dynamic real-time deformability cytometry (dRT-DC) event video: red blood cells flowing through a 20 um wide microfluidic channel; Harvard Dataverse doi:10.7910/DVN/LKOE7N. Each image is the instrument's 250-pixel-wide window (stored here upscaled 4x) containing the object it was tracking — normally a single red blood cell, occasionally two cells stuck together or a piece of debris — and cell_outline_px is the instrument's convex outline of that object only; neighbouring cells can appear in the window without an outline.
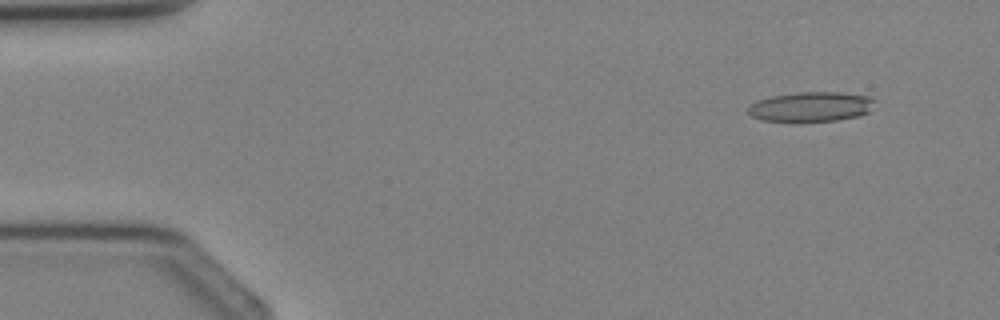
{"species": "Egyptian fruit bat (a non-hibernating species)", "species_latin": "Rousettus aegyptiacus", "temperature_condition": "cold", "stored_images_in_passage": 3, "camera_frame_rate_fps": 3000, "um_per_image_px": 0.085, "animal": {"sex": "female"}, "frame": {"image": 1, "passage_image": 1, "time_ms": 0.0, "image_size_px": [1000, 320], "cell_outline_px": [[876, 100], [868, 112], [860, 116], [836, 120], [796, 124], [764, 120], [752, 116], [748, 112], [748, 108], [752, 104], [760, 100], [772, 96], [800, 92], [840, 92], [872, 96]], "centroid_in_image_um": [68.97, 9.1], "position_along_channel_um": 16.0, "area_um2": 22.54}}